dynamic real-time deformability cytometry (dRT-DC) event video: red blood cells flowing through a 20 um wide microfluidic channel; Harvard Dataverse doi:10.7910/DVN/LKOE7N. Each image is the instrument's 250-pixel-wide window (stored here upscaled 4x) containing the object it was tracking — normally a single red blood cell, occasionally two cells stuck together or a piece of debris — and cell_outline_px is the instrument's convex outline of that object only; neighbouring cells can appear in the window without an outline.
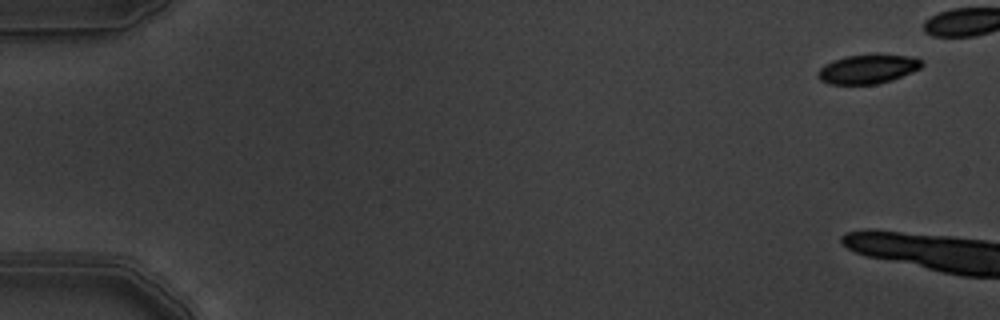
{"species": "common noctule bat (a hibernating species)", "species_latin": "Nyctalus noctula", "temperature_condition": "warm", "stored_images_in_passage": 5, "segment_of_instrument_passage": [2, 2], "camera_frame_rate_fps": 3000, "um_per_image_px": 0.085, "animal": {"sex": "male", "body_mass_g": 19.5, "forearm_length_mm": 54.6}, "frame": {"image": 1, "passage_image": 5, "time_ms": 1.333, "image_size_px": [1000, 320], "cell_outline_px": [[924, 64], [920, 68], [912, 72], [892, 80], [876, 84], [832, 84], [820, 80], [816, 72], [824, 64], [832, 60], [844, 56], [876, 52], [908, 56], [924, 60]], "centroid_in_image_um": [73.78, 5.83], "position_along_channel_um": 11.2, "area_um2": 18.21}}